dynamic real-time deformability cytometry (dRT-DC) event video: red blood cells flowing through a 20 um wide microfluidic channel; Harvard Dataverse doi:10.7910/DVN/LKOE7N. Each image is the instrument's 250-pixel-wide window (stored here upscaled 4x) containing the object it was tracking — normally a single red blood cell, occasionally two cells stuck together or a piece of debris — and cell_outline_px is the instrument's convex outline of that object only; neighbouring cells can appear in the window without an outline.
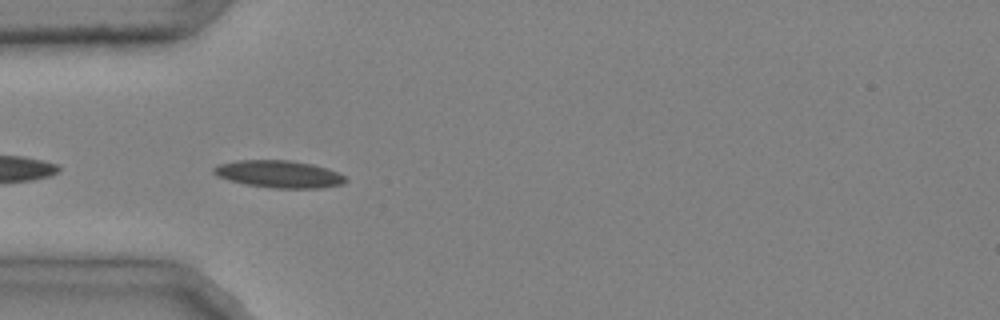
{"species": "common noctule bat (a hibernating species)", "species_latin": "Nyctalus noctula", "temperature_condition": "cold", "stored_images_in_passage": 35, "camera_frame_rate_fps": 3000, "um_per_image_px": 0.085, "animal": {"sex": "male", "body_mass_g": 20.4}, "frame": {"image": 1, "passage_image": 2, "time_ms": 0.333, "image_size_px": [1000, 320], "cell_outline_px": [[348, 180], [344, 184], [320, 188], [276, 188], [244, 184], [228, 180], [216, 176], [212, 172], [212, 168], [216, 164], [236, 160], [288, 160], [312, 164], [348, 176]], "centroid_in_image_um": [23.68, 14.8], "position_along_channel_um": 61.3, "area_um2": 21.15}}
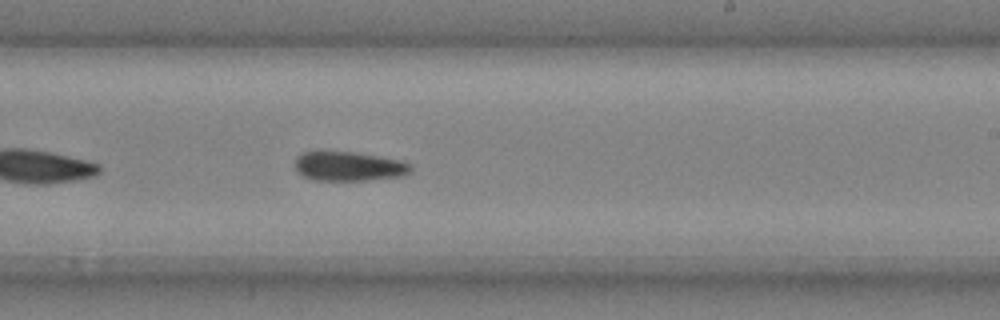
{"frame": {"image": 2, "passage_image": 17, "time_ms": 5.333, "image_size_px": [1000, 320], "cell_outline_px": [[412, 172], [404, 176], [368, 180], [316, 180], [304, 176], [296, 172], [296, 156], [300, 152], [356, 152], [380, 156], [400, 160], [412, 164]], "centroid_in_image_um": [29.7, 14.14], "position_along_channel_um": 259.3, "area_um2": 19.94}}
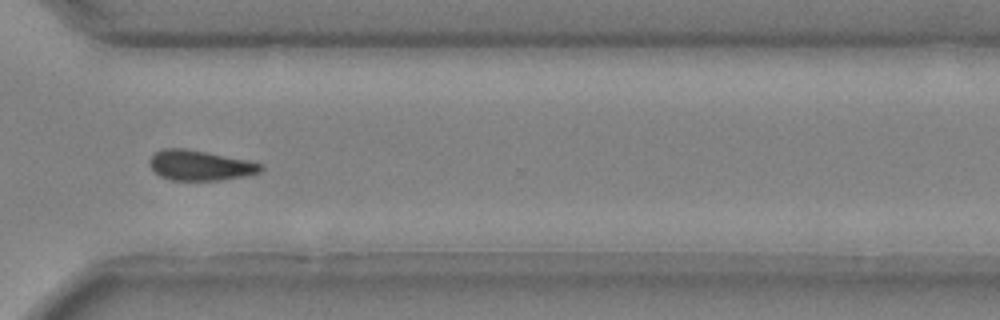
{"frame": {"image": 3, "passage_image": 24, "time_ms": 7.667, "image_size_px": [1000, 320], "cell_outline_px": [[264, 168], [260, 172], [248, 176], [220, 180], [172, 180], [160, 176], [148, 164], [148, 160], [160, 148], [184, 148], [248, 160], [264, 164]], "centroid_in_image_um": [17.02, 14.06], "position_along_channel_um": 353.6, "area_um2": 19.65}, "authors_computed_cell_mechanics": {"area_um2": 19.941, "velocity_mm_per_s": 4.0026, "shape_relaxation_time_tau1_ms": 5.905, "shape_relaxation_time_tau2_ms": 6.2443, "deformation_change_tau1": 0.1314, "deformation_change_tau2": 0.1314}}